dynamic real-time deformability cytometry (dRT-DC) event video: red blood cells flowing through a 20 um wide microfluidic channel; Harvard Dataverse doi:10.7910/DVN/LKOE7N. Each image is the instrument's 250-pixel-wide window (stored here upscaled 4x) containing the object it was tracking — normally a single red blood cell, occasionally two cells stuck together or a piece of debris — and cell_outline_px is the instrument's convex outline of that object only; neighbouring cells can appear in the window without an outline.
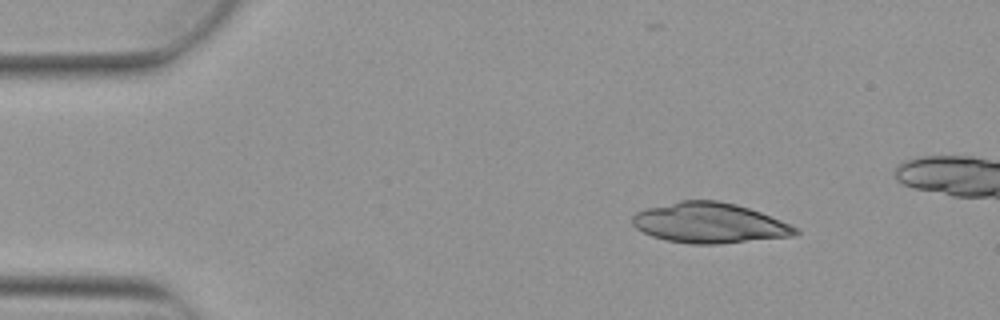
{"species": "Egyptian fruit bat (a non-hibernating species)", "species_latin": "Rousettus aegyptiacus", "temperature_condition": "warm", "stored_images_in_passage": 4, "camera_frame_rate_fps": 3000, "um_per_image_px": 0.085, "animal": {"sex": "female"}, "frame": {"image": 1, "passage_image": 1, "time_ms": 0.0, "image_size_px": [1000, 320], "cell_outline_px": [[800, 232], [792, 236], [716, 244], [692, 244], [664, 240], [652, 236], [636, 228], [632, 224], [632, 216], [636, 212], [644, 208], [680, 200], [716, 200], [736, 204], [760, 212], [800, 228]], "centroid_in_image_um": [60.28, 18.94], "position_along_channel_um": 24.7, "area_um2": 38.32}}